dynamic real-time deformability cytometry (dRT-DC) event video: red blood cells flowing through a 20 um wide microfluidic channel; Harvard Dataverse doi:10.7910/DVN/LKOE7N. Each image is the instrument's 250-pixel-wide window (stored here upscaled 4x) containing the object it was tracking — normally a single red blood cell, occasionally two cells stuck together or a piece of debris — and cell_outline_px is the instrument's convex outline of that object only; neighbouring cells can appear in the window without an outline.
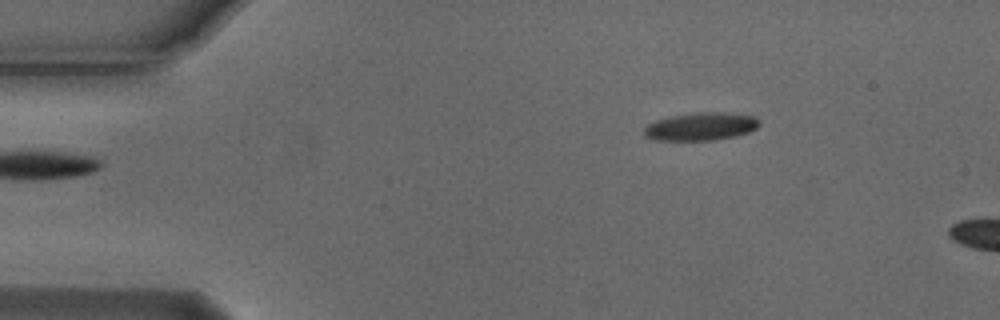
{"species": "Egyptian fruit bat (a non-hibernating species)", "species_latin": "Rousettus aegyptiacus", "temperature_condition": "cold", "stored_images_in_passage": 5, "camera_frame_rate_fps": 3000, "um_per_image_px": 0.085, "animal": {"sex": "male"}, "frame": {"image": 1, "passage_image": 1, "time_ms": 0.0, "image_size_px": [1000, 320], "cell_outline_px": [[760, 124], [756, 128], [748, 132], [736, 136], [716, 140], [652, 140], [644, 136], [644, 128], [648, 124], [656, 120], [672, 116], [696, 112], [720, 112], [752, 116], [760, 120]], "centroid_in_image_um": [59.56, 10.76], "position_along_channel_um": 25.4, "area_um2": 18.73}}